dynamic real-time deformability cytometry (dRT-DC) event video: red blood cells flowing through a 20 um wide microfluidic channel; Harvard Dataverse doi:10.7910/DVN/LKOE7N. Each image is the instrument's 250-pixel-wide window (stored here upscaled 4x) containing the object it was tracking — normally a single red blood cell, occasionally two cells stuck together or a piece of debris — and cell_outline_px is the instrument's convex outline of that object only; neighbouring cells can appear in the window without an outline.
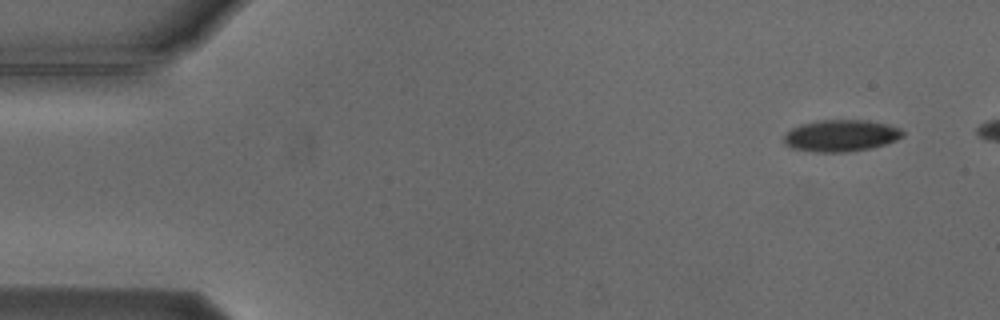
{"species": "Egyptian fruit bat (a non-hibernating species)", "species_latin": "Rousettus aegyptiacus", "temperature_condition": "cold", "stored_images_in_passage": 5, "camera_frame_rate_fps": 3000, "um_per_image_px": 0.085, "animal": {"sex": "male"}, "frame": {"image": 1, "passage_image": 1, "time_ms": 0.0, "image_size_px": [1000, 320], "cell_outline_px": [[904, 136], [896, 140], [872, 148], [844, 152], [812, 152], [792, 148], [784, 144], [784, 136], [792, 128], [800, 124], [820, 120], [864, 120], [884, 124], [900, 128], [904, 132]], "centroid_in_image_um": [71.46, 11.54], "position_along_channel_um": 13.5, "area_um2": 21.91}}